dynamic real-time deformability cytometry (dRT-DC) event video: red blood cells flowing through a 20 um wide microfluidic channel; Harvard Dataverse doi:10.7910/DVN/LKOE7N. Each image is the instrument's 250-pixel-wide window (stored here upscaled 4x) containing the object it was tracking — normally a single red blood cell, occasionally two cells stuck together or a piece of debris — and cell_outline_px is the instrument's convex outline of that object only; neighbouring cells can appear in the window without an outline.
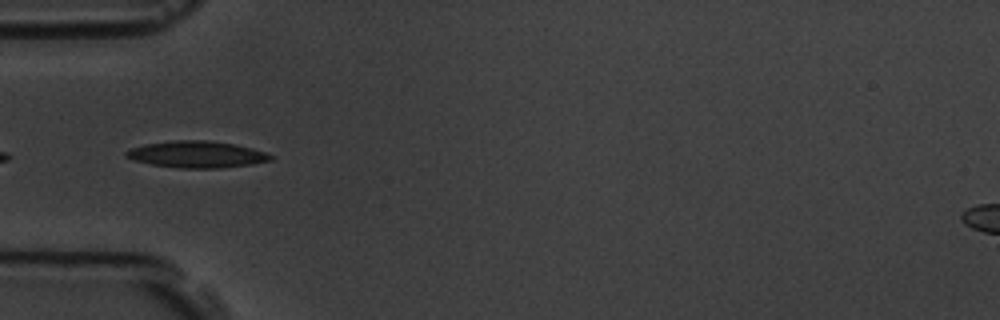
{"species": "common noctule bat (a hibernating species)", "species_latin": "Nyctalus noctula", "temperature_condition": "room temperature", "stored_images_in_passage": 9, "camera_frame_rate_fps": 3000, "um_per_image_px": 0.085, "animal": {"sex": "male", "body_mass_g": 19.5, "forearm_length_mm": 54.6}, "frame": {"image": 1, "passage_image": 4, "time_ms": 3.333, "image_size_px": [1000, 320], "cell_outline_px": [[276, 156], [272, 160], [252, 164], [220, 168], [180, 168], [152, 164], [132, 160], [124, 156], [124, 152], [132, 148], [144, 144], [172, 140], [208, 140], [232, 144], [252, 148]], "centroid_in_image_um": [16.72, 13.12], "position_along_channel_um": 68.3, "area_um2": 22.48}}
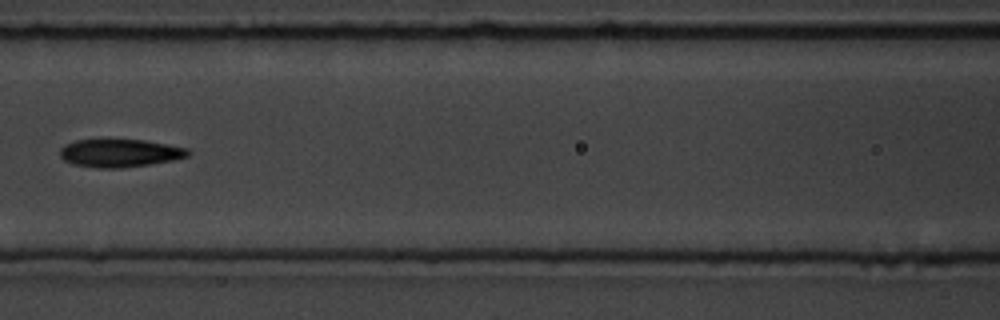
{"frame": {"image": 2, "passage_image": 6, "time_ms": 5.667, "image_size_px": [1000, 320], "cell_outline_px": [[192, 152], [188, 156], [172, 160], [148, 164], [120, 168], [96, 168], [72, 164], [64, 160], [60, 156], [60, 148], [64, 144], [76, 140], [144, 140], [168, 144], [188, 148]], "centroid_in_image_um": [10.18, 13.01], "position_along_channel_um": 156.4, "area_um2": 20.87}}
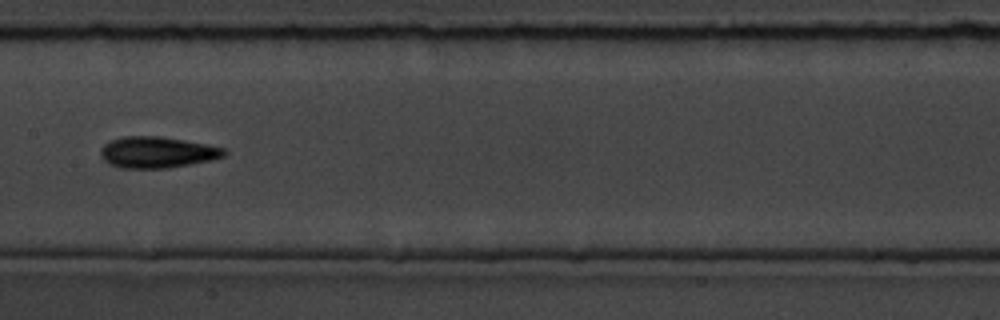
{"frame": {"image": 3, "passage_image": 7, "time_ms": 6.667, "image_size_px": [1000, 320], "cell_outline_px": [[228, 152], [224, 156], [212, 160], [168, 168], [120, 168], [104, 160], [100, 156], [100, 148], [104, 144], [112, 140], [124, 136], [160, 136], [184, 140], [224, 148]], "centroid_in_image_um": [13.35, 12.94], "position_along_channel_um": 194.0, "area_um2": 22.43}}